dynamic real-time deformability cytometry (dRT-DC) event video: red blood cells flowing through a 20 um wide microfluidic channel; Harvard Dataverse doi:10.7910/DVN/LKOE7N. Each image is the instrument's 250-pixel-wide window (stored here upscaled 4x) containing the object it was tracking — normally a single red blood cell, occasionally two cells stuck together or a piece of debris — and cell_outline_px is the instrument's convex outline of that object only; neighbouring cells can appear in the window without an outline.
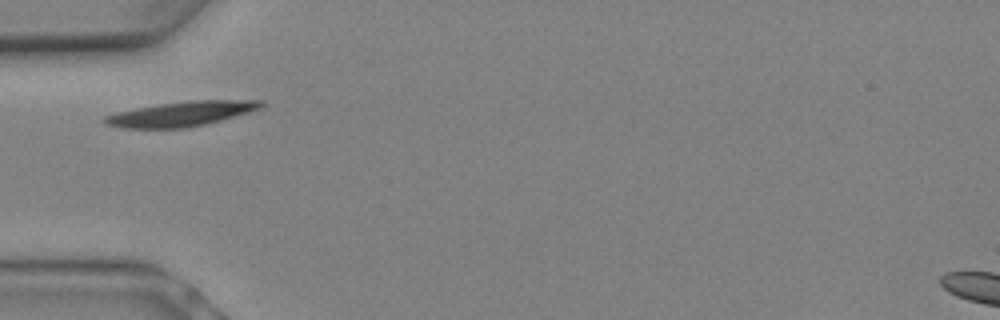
{"species": "Egyptian fruit bat (a non-hibernating species)", "species_latin": "Rousettus aegyptiacus", "temperature_condition": "warm", "stored_images_in_passage": 2, "camera_frame_rate_fps": 3000, "um_per_image_px": 0.085, "animal": {"sex": "female"}, "frame": {"image": 1, "passage_image": 1, "time_ms": 0.0, "image_size_px": [1000, 320], "cell_outline_px": [[264, 104], [260, 108], [248, 112], [220, 120], [188, 128], [124, 128], [104, 124], [100, 120], [104, 116], [116, 112], [136, 108], [160, 104], [188, 100], [264, 100]], "centroid_in_image_um": [15.35, 9.67], "position_along_channel_um": 69.6, "area_um2": 22.54}}